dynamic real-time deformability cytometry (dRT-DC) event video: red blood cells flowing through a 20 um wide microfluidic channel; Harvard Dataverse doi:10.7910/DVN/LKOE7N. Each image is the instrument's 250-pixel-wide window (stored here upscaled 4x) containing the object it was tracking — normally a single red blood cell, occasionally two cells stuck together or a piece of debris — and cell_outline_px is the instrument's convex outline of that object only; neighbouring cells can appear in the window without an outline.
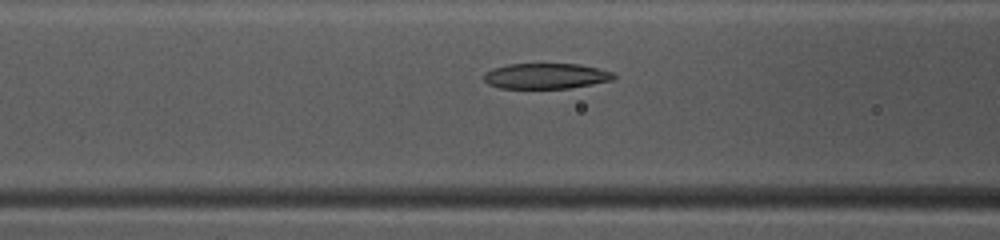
{"species": "common noctule bat (a hibernating species)", "species_latin": "Nyctalus noctula", "temperature_condition": "warm", "stored_images_in_passage": 44, "camera_frame_rate_fps": 3000, "um_per_image_px": 0.085, "animal": {"sex": "female", "body_mass_g": 10.0, "forearm_length_mm": 53.1}, "frame": {"image": 1, "passage_image": 20, "time_ms": 6.333, "image_size_px": [1000, 240], "cell_outline_px": [[616, 76], [612, 80], [592, 84], [568, 88], [500, 88], [488, 84], [484, 80], [484, 72], [492, 68], [508, 64], [580, 64], [600, 68], [612, 72]], "centroid_in_image_um": [46.39, 6.45], "position_along_channel_um": 120.2, "area_um2": 19.36}}
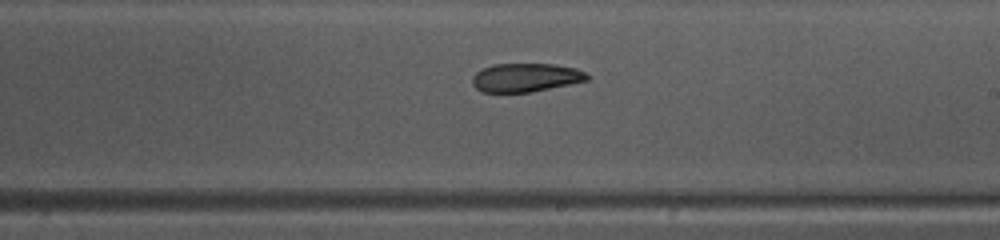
{"frame": {"image": 2, "passage_image": 29, "time_ms": 9.333, "image_size_px": [1000, 240], "cell_outline_px": [[592, 76], [588, 80], [532, 92], [480, 92], [472, 84], [472, 76], [480, 68], [492, 64], [552, 64], [576, 68]], "centroid_in_image_um": [44.66, 6.59], "position_along_channel_um": 244.3, "area_um2": 19.31}}
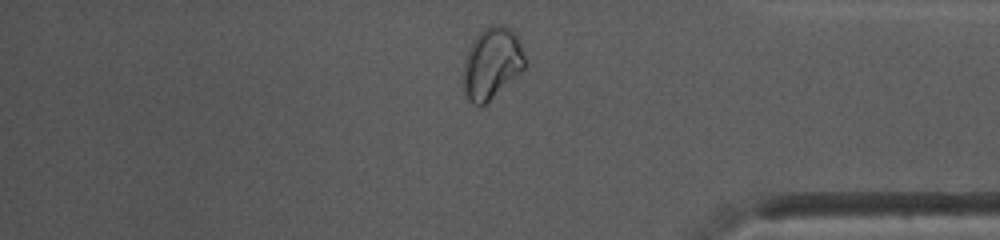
{"frame": {"image": 3, "passage_image": 41, "time_ms": 13.333, "image_size_px": [1000, 240], "cell_outline_px": [[524, 68], [520, 72], [484, 104], [472, 104], [468, 100], [464, 92], [464, 64], [468, 52], [476, 36], [488, 24], [500, 24], [516, 32], [520, 36], [524, 52]], "centroid_in_image_um": [41.83, 5.32], "position_along_channel_um": 393.4, "area_um2": 25.26}, "authors_computed_cell_mechanics": {"area_um2": 21.6172, "velocity_mm_per_s": 4.1331, "shape_relaxation_time_tau1_ms": null, "shape_relaxation_time_tau2_ms": 6.4824, "deformation_change_tau1": null, "deformation_change_tau2": 0.1147}}